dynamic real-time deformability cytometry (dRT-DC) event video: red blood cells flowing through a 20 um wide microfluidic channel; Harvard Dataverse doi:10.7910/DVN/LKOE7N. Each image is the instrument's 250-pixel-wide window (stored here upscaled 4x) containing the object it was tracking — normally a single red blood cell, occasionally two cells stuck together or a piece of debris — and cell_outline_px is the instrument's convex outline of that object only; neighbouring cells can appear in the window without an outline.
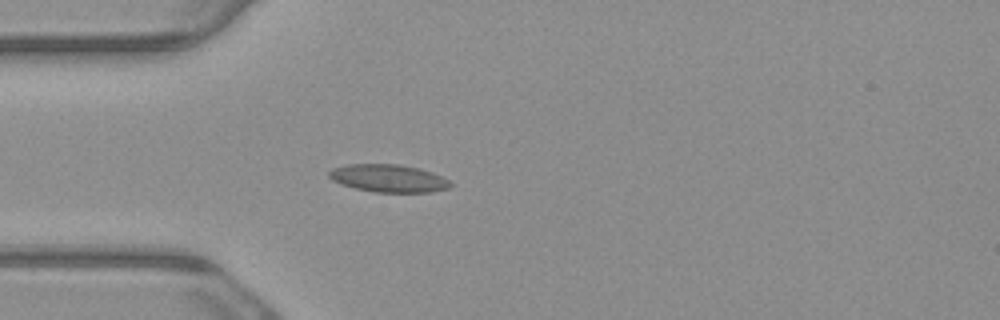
{"species": "common noctule bat (a hibernating species)", "species_latin": "Nyctalus noctula", "temperature_condition": "warm", "stored_images_in_passage": 2, "camera_frame_rate_fps": 3000, "um_per_image_px": 0.085, "animal": {"sex": "male", "body_mass_g": 23.1, "forearm_length_mm": 52.7}, "frame": {"image": 1, "passage_image": 2, "time_ms": 0.333, "image_size_px": [1000, 320], "cell_outline_px": [[452, 184], [448, 188], [432, 192], [372, 192], [356, 188], [332, 180], [328, 176], [328, 172], [332, 168], [348, 164], [400, 164], [432, 172], [448, 180]], "centroid_in_image_um": [33.0, 15.15], "position_along_channel_um": 52.0, "area_um2": 19.42}}